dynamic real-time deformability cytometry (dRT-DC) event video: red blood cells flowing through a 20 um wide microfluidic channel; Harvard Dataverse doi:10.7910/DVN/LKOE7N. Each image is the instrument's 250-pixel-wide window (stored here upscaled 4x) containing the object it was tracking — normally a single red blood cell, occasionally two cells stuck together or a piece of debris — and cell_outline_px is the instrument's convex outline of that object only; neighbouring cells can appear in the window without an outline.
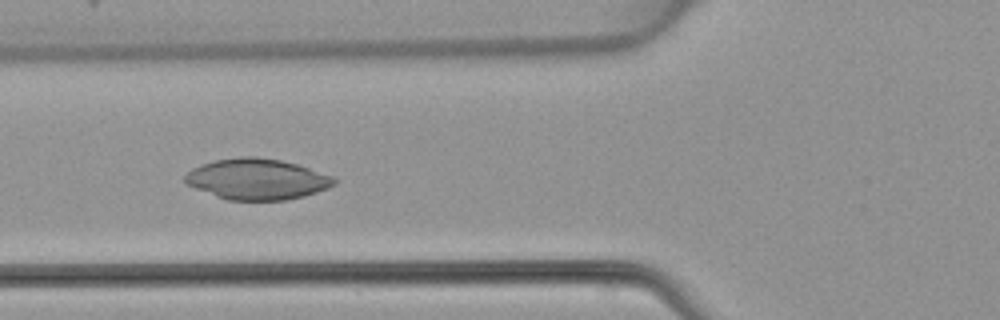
{"species": "common noctule bat (a hibernating species)", "species_latin": "Nyctalus noctula", "temperature_condition": "warm", "stored_images_in_passage": 35, "camera_frame_rate_fps": 3000, "um_per_image_px": 0.085, "animal": {"sex": "female", "body_mass_g": 22.7, "forearm_length_mm": 54.2}, "frame": {"image": 1, "passage_image": 8, "time_ms": 2.333, "image_size_px": [1000, 320], "cell_outline_px": [[336, 184], [328, 188], [304, 196], [284, 200], [228, 200], [216, 196], [196, 188], [188, 184], [184, 180], [184, 176], [192, 168], [200, 164], [216, 160], [240, 156], [256, 156], [280, 160], [296, 164], [332, 176], [336, 180]], "centroid_in_image_um": [21.84, 15.22], "position_along_channel_um": 104.0, "area_um2": 35.32}}
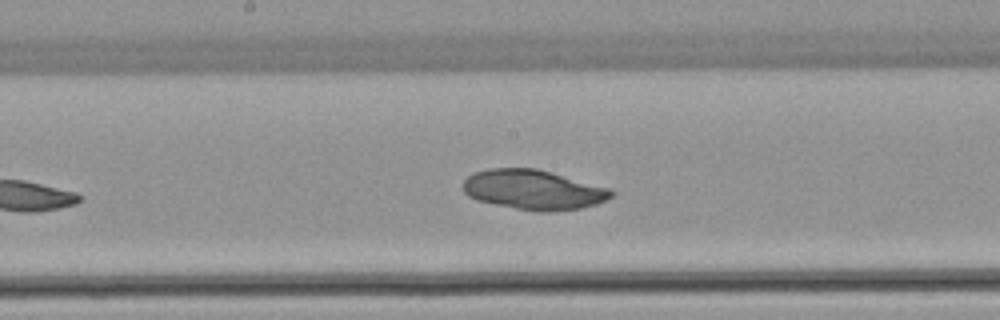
{"frame": {"image": 2, "passage_image": 15, "time_ms": 4.667, "image_size_px": [1000, 320], "cell_outline_px": [[616, 192], [612, 196], [596, 204], [580, 208], [552, 212], [540, 212], [516, 208], [476, 200], [468, 196], [464, 192], [464, 180], [472, 172], [488, 168], [536, 168], [612, 188]], "centroid_in_image_um": [45.35, 16.12], "position_along_channel_um": 202.8, "area_um2": 34.51}}
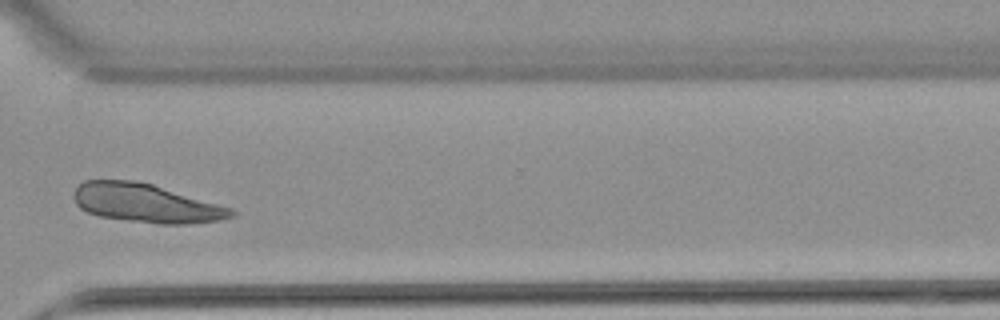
{"frame": {"image": 3, "passage_image": 26, "time_ms": 8.333, "image_size_px": [1000, 320], "cell_outline_px": [[236, 216], [220, 220], [188, 224], [160, 224], [128, 220], [100, 216], [88, 212], [80, 208], [76, 204], [72, 196], [76, 188], [84, 180], [136, 180], [152, 184], [232, 208], [236, 212]], "centroid_in_image_um": [12.41, 17.27], "position_along_channel_um": 358.2, "area_um2": 35.49}}